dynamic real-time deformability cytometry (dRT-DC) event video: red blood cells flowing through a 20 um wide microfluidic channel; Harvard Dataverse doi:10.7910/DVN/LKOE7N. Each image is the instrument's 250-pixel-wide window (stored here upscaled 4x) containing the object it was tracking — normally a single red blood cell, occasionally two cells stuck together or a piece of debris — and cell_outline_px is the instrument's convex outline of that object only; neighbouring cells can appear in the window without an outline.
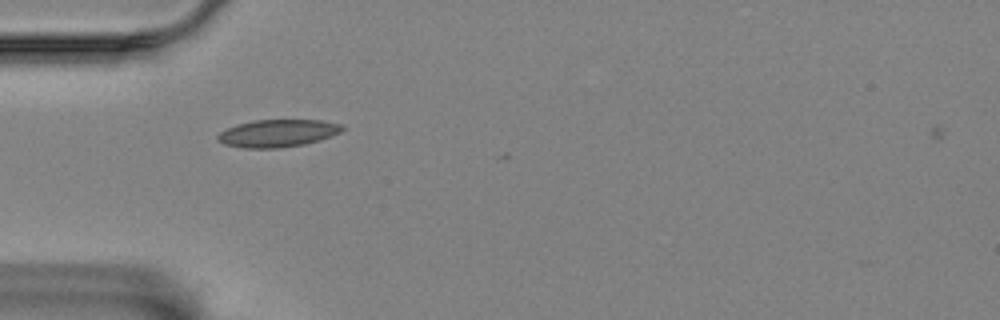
{"species": "Egyptian fruit bat (a non-hibernating species)", "species_latin": "Rousettus aegyptiacus", "temperature_condition": "room temperature", "stored_images_in_passage": 42, "camera_frame_rate_fps": 3000, "um_per_image_px": 0.085, "animal": {"sex": "female"}, "frame": {"image": 1, "passage_image": 1, "time_ms": 0.0, "image_size_px": [1000, 320], "cell_outline_px": [[344, 128], [340, 132], [332, 136], [304, 144], [276, 148], [244, 148], [224, 144], [216, 136], [220, 132], [236, 124], [252, 120], [320, 120], [344, 124]], "centroid_in_image_um": [23.62, 11.31], "position_along_channel_um": 61.4, "area_um2": 19.88}}
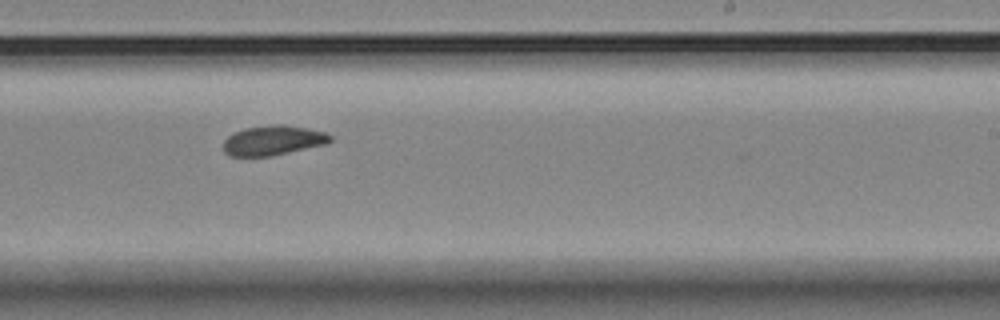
{"frame": {"image": 2, "passage_image": 19, "time_ms": 6.0, "image_size_px": [1000, 320], "cell_outline_px": [[332, 140], [328, 144], [272, 156], [228, 156], [224, 152], [224, 140], [232, 132], [244, 128], [280, 124], [284, 124], [308, 128], [324, 132], [332, 136]], "centroid_in_image_um": [23.22, 11.94], "position_along_channel_um": 265.8, "area_um2": 18.73}}
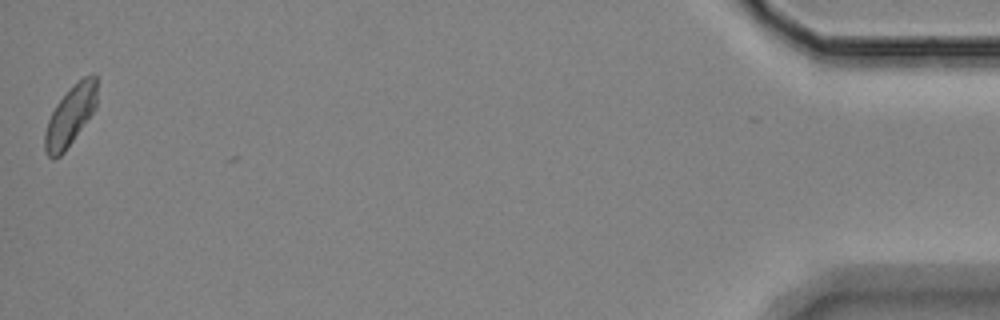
{"frame": {"image": 3, "passage_image": 41, "time_ms": 13.333, "image_size_px": [1000, 320], "cell_outline_px": [[96, 108], [64, 152], [60, 156], [48, 156], [44, 148], [44, 132], [48, 120], [56, 104], [84, 76], [92, 72], [96, 76]], "centroid_in_image_um": [5.98, 9.84], "position_along_channel_um": 429.2, "area_um2": 17.69}}